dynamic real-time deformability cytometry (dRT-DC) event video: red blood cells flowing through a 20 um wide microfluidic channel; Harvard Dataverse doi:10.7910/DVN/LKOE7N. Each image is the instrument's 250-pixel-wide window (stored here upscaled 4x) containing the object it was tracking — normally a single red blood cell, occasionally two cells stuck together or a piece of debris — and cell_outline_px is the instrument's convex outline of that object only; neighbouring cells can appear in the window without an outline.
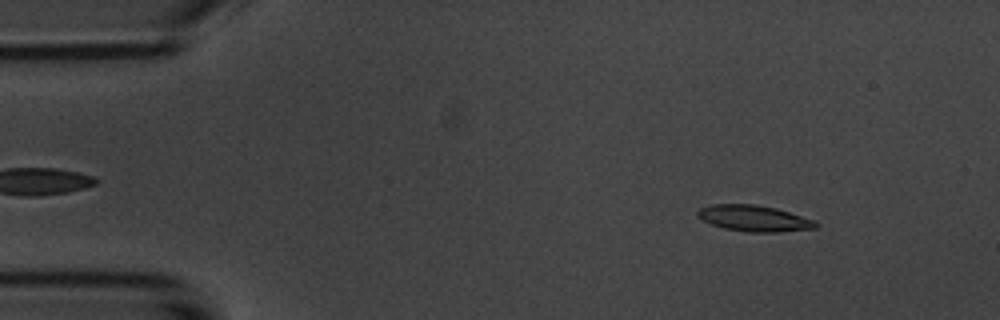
{"species": "common noctule bat (a hibernating species)", "species_latin": "Nyctalus noctula", "temperature_condition": "room temperature", "stored_images_in_passage": 53, "camera_frame_rate_fps": 3000, "um_per_image_px": 0.085, "animal": {"sex": "male", "body_mass_g": 20.1, "forearm_length_mm": 53.5}, "frame": {"image": 1, "passage_image": 6, "time_ms": 1.667, "image_size_px": [1000, 320], "cell_outline_px": [[820, 224], [816, 228], [776, 232], [748, 232], [724, 228], [712, 224], [696, 216], [696, 212], [700, 208], [712, 204], [756, 204], [776, 208], [816, 220]], "centroid_in_image_um": [64.12, 18.55], "position_along_channel_um": 20.9, "area_um2": 18.03}}
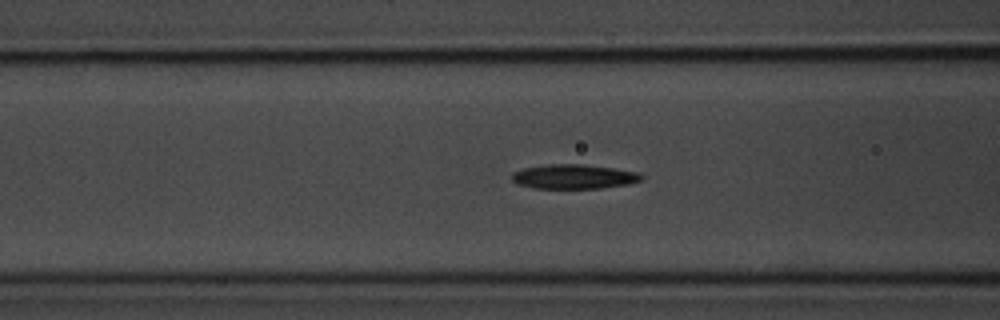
{"frame": {"image": 2, "passage_image": 20, "time_ms": 6.333, "image_size_px": [1000, 320], "cell_outline_px": [[644, 180], [628, 184], [600, 188], [536, 188], [516, 184], [512, 180], [512, 172], [524, 168], [552, 164], [584, 164], [640, 172], [644, 176]], "centroid_in_image_um": [48.81, 15.01], "position_along_channel_um": 117.8, "area_um2": 18.5}}
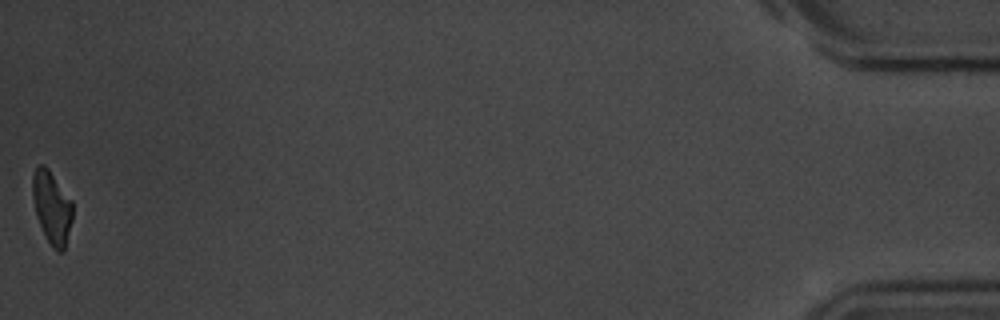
{"frame": {"image": 3, "passage_image": 53, "time_ms": 17.333, "image_size_px": [1000, 320], "cell_outline_px": [[72, 220], [64, 252], [56, 252], [52, 248], [44, 236], [36, 216], [32, 196], [32, 176], [36, 164], [44, 164], [48, 168], [72, 200]], "centroid_in_image_um": [4.39, 17.64], "position_along_channel_um": 430.8, "area_um2": 17.34}, "authors_computed_cell_mechanics": {"area_um2": 18.0336, "velocity_mm_per_s": 3.7291, "shape_relaxation_time_tau1_ms": 3.8693, "shape_relaxation_time_tau2_ms": 7.4306, "deformation_change_tau1": 0.1377, "deformation_change_tau2": 0.171}}